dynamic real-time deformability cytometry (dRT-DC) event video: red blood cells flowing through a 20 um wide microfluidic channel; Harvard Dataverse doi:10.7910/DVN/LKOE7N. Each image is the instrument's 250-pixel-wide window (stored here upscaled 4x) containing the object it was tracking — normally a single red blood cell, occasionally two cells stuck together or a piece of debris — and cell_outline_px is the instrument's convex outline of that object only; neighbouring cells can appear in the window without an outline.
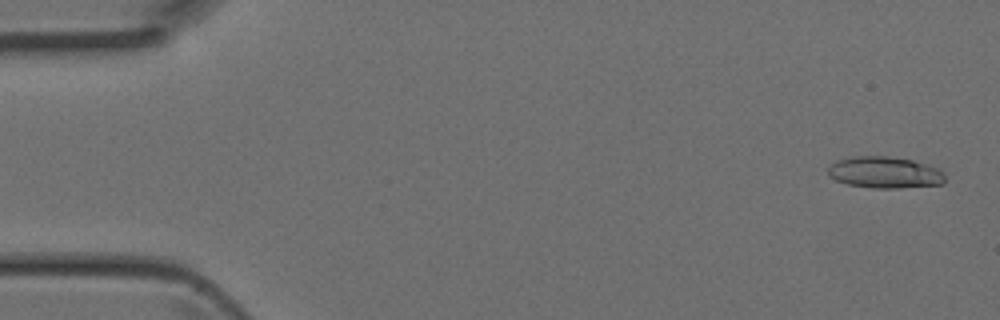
{"species": "Egyptian fruit bat (a non-hibernating species)", "species_latin": "Rousettus aegyptiacus", "temperature_condition": "room temperature", "stored_images_in_passage": 4, "camera_frame_rate_fps": 3000, "um_per_image_px": 0.085, "animal": {"sex": "female"}, "frame": {"image": 1, "passage_image": 1, "time_ms": 0.0, "image_size_px": [1000, 320], "cell_outline_px": [[944, 184], [900, 188], [872, 188], [848, 184], [836, 180], [828, 176], [828, 168], [836, 160], [852, 156], [888, 156], [912, 160], [940, 168], [944, 172]], "centroid_in_image_um": [75.21, 14.66], "position_along_channel_um": 9.8, "area_um2": 21.68}}
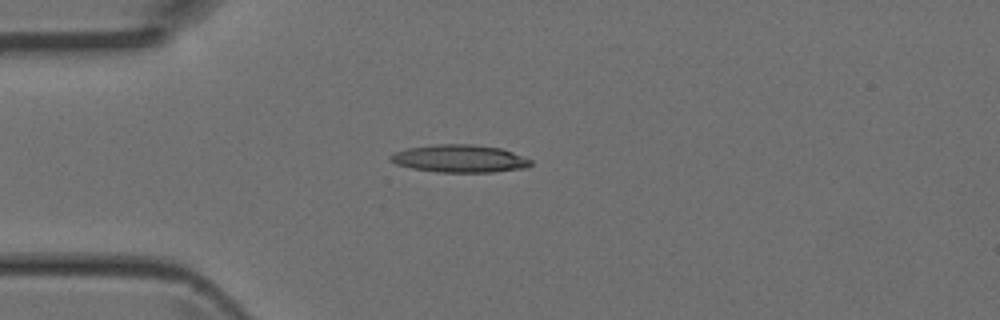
{"frame": {"image": 2, "passage_image": 3, "time_ms": 0.667, "image_size_px": [1000, 320], "cell_outline_px": [[532, 164], [528, 168], [492, 172], [436, 172], [412, 168], [396, 164], [388, 156], [396, 152], [408, 148], [432, 144], [472, 144], [500, 148], [524, 156], [532, 160]], "centroid_in_image_um": [39.11, 13.48], "position_along_channel_um": 45.9, "area_um2": 22.66}}